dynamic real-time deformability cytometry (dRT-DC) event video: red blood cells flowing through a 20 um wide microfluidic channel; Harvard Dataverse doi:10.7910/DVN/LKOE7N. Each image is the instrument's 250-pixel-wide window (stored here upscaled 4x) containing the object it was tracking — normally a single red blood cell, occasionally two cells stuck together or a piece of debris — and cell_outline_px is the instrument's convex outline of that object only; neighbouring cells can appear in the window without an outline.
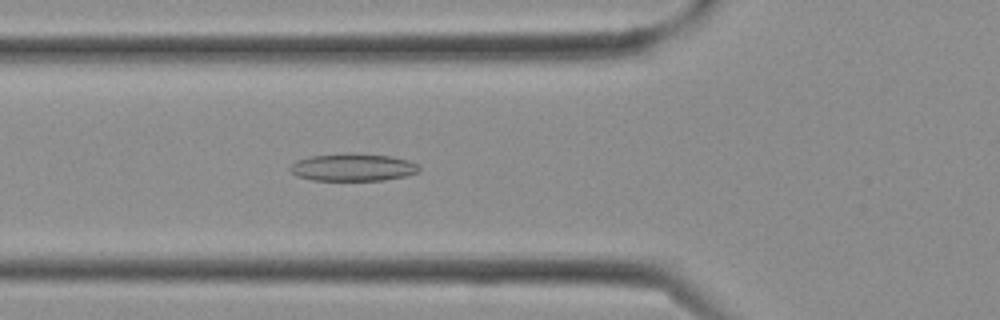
{"species": "Egyptian fruit bat (a non-hibernating species)", "species_latin": "Rousettus aegyptiacus", "temperature_condition": "cold", "stored_images_in_passage": 12, "camera_frame_rate_fps": 3000, "um_per_image_px": 0.085, "frame": {"image": 1, "passage_image": 10, "time_ms": 3.0, "image_size_px": [1000, 320], "cell_outline_px": [[420, 172], [408, 176], [384, 180], [312, 180], [296, 176], [288, 168], [296, 160], [312, 156], [352, 152], [392, 156], [408, 160], [416, 164], [420, 168]], "centroid_in_image_um": [30.02, 14.21], "position_along_channel_um": 95.8, "area_um2": 20.92}}
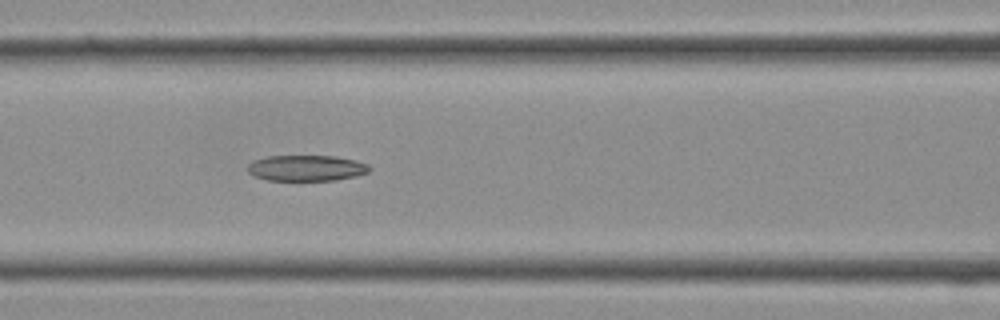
{"frame": {"image": 2, "passage_image": 12, "time_ms": 3.667, "image_size_px": [1000, 320], "cell_outline_px": [[372, 168], [368, 172], [356, 176], [336, 180], [268, 180], [256, 176], [248, 172], [244, 168], [248, 164], [256, 160], [268, 156], [336, 156], [356, 160], [368, 164]], "centroid_in_image_um": [26.06, 14.28], "position_along_channel_um": 140.5, "area_um2": 18.38}}